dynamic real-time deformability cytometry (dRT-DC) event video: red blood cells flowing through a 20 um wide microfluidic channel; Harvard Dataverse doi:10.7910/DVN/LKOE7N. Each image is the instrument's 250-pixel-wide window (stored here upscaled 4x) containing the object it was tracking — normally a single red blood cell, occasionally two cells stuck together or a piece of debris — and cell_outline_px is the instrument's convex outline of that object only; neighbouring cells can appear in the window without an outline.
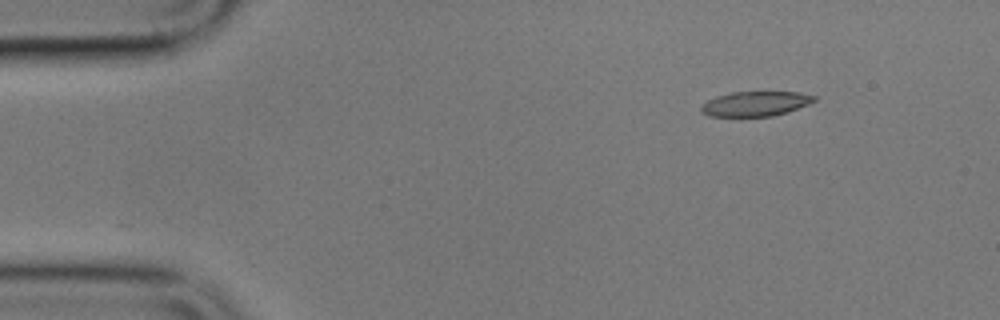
{"species": "common noctule bat (a hibernating species)", "species_latin": "Nyctalus noctula", "temperature_condition": "cold", "stored_images_in_passage": 6, "camera_frame_rate_fps": 3000, "um_per_image_px": 0.085, "animal": {"sex": "male", "body_mass_g": 17.9}, "frame": {"image": 1, "passage_image": 1, "time_ms": 0.0, "image_size_px": [1000, 320], "cell_outline_px": [[816, 100], [808, 104], [788, 112], [772, 116], [708, 116], [700, 112], [700, 108], [708, 100], [716, 96], [732, 92], [800, 92], [816, 96]], "centroid_in_image_um": [64.22, 8.82], "position_along_channel_um": 20.8, "area_um2": 16.3}}
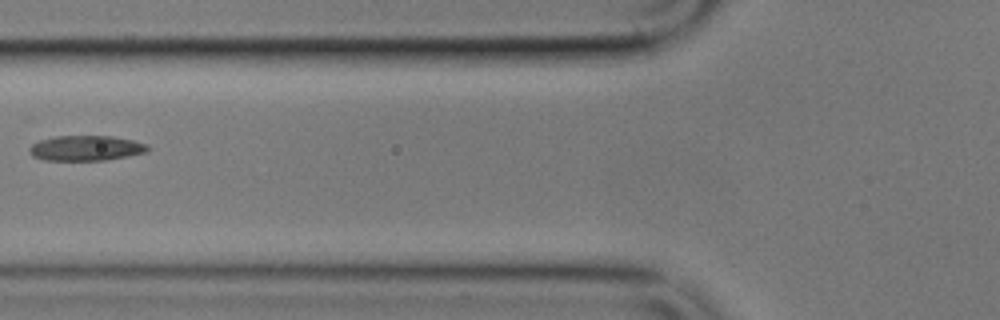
{"frame": {"image": 2, "passage_image": 5, "time_ms": 5.0, "image_size_px": [1000, 320], "cell_outline_px": [[148, 152], [128, 156], [104, 160], [44, 160], [32, 156], [28, 152], [28, 148], [32, 144], [40, 140], [56, 136], [112, 136], [132, 140], [148, 144]], "centroid_in_image_um": [7.29, 12.59], "position_along_channel_um": 118.5, "area_um2": 17.4}}
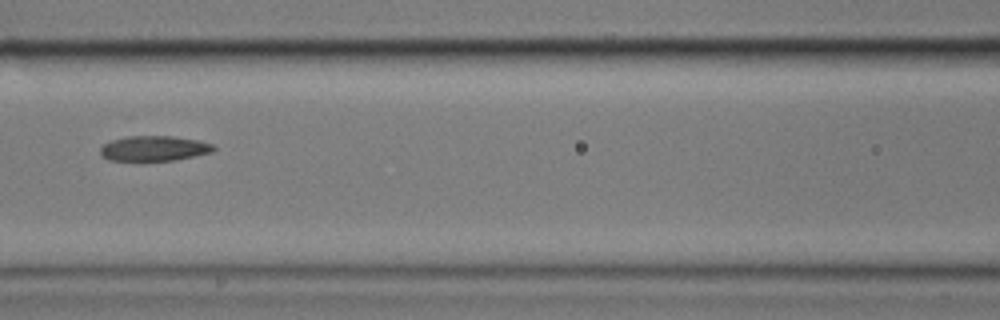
{"frame": {"image": 3, "passage_image": 6, "time_ms": 6.0, "image_size_px": [1000, 320], "cell_outline_px": [[216, 148], [212, 152], [172, 160], [108, 160], [100, 156], [100, 148], [104, 144], [112, 140], [128, 136], [172, 136], [196, 140], [212, 144]], "centroid_in_image_um": [13.05, 12.61], "position_along_channel_um": 153.5, "area_um2": 16.36}}